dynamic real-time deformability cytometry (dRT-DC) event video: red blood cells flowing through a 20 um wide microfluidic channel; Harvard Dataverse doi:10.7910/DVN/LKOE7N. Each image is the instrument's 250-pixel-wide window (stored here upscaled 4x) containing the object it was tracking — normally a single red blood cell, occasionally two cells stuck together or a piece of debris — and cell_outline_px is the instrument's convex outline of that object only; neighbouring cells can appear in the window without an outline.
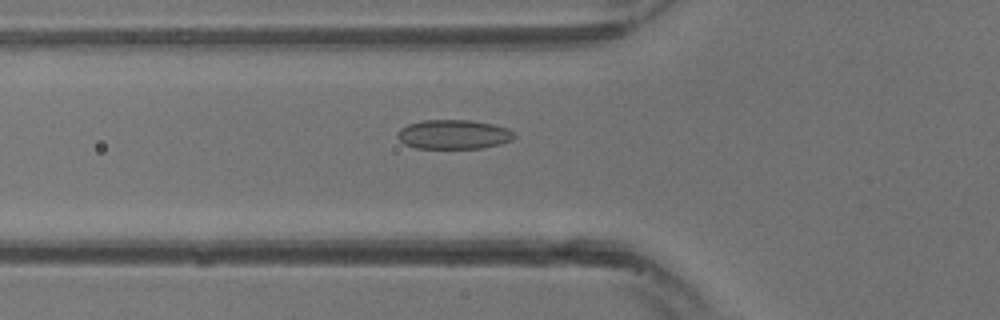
{"species": "common noctule bat (a hibernating species)", "species_latin": "Nyctalus noctula", "temperature_condition": "warm", "stored_images_in_passage": 15, "camera_frame_rate_fps": 3000, "um_per_image_px": 0.085, "animal": {"sex": "male", "body_mass_g": 13.3}, "frame": {"image": 1, "passage_image": 11, "time_ms": 3.333, "image_size_px": [1000, 320], "cell_outline_px": [[516, 136], [512, 140], [500, 144], [480, 148], [416, 148], [404, 144], [396, 136], [396, 132], [400, 128], [408, 124], [424, 120], [472, 120], [492, 124], [508, 128]], "centroid_in_image_um": [38.53, 11.42], "position_along_channel_um": 87.3, "area_um2": 20.0}}
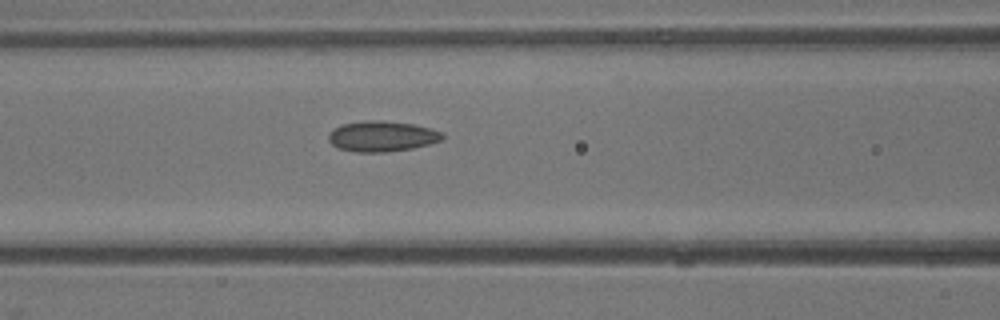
{"frame": {"image": 2, "passage_image": 13, "time_ms": 4.0, "image_size_px": [1000, 320], "cell_outline_px": [[444, 140], [432, 144], [412, 148], [388, 152], [356, 152], [336, 148], [328, 140], [328, 132], [332, 128], [340, 124], [360, 120], [384, 120], [416, 124], [432, 128], [444, 132]], "centroid_in_image_um": [32.48, 11.57], "position_along_channel_um": 134.1, "area_um2": 21.04}}
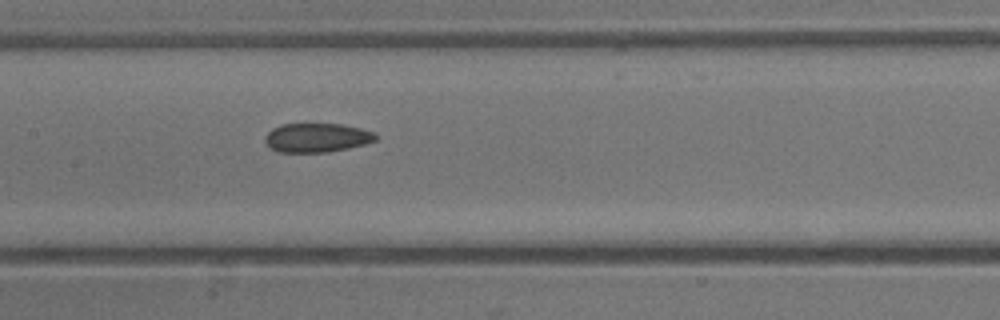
{"frame": {"image": 3, "passage_image": 15, "time_ms": 4.667, "image_size_px": [1000, 320], "cell_outline_px": [[380, 136], [376, 140], [364, 144], [348, 148], [328, 152], [276, 152], [268, 148], [264, 140], [264, 136], [272, 128], [280, 124], [340, 124], [360, 128], [376, 132]], "centroid_in_image_um": [26.91, 11.7], "position_along_channel_um": 180.5, "area_um2": 19.02}}